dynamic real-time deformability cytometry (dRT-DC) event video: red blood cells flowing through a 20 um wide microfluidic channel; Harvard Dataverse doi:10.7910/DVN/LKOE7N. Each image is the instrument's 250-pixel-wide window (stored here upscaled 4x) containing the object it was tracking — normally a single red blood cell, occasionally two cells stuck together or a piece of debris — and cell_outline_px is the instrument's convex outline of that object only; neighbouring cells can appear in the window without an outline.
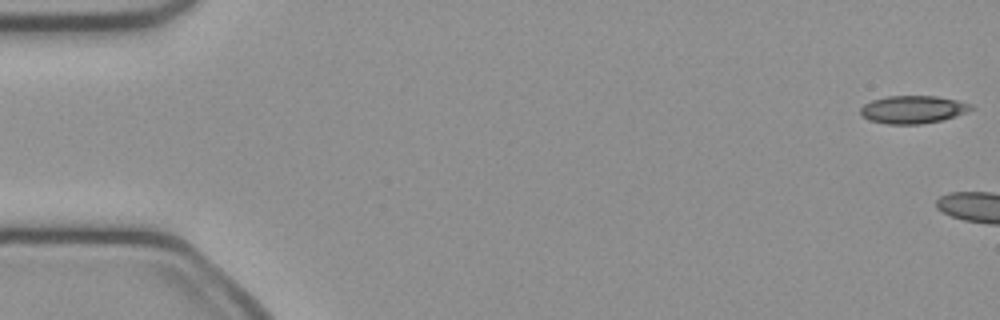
{"species": "common noctule bat (a hibernating species)", "species_latin": "Nyctalus noctula", "temperature_condition": "cold", "stored_images_in_passage": 7, "camera_frame_rate_fps": 3000, "um_per_image_px": 0.085, "animal": {"sex": "female", "body_mass_g": 21.9}, "frame": {"image": 1, "passage_image": 1, "time_ms": 0.0, "image_size_px": [1000, 320], "cell_outline_px": [[976, 108], [956, 116], [940, 120], [920, 124], [888, 124], [868, 120], [860, 116], [860, 108], [864, 104], [872, 100], [888, 96], [936, 96], [956, 100], [972, 104]], "centroid_in_image_um": [77.58, 9.31], "position_along_channel_um": 7.4, "area_um2": 17.98}}